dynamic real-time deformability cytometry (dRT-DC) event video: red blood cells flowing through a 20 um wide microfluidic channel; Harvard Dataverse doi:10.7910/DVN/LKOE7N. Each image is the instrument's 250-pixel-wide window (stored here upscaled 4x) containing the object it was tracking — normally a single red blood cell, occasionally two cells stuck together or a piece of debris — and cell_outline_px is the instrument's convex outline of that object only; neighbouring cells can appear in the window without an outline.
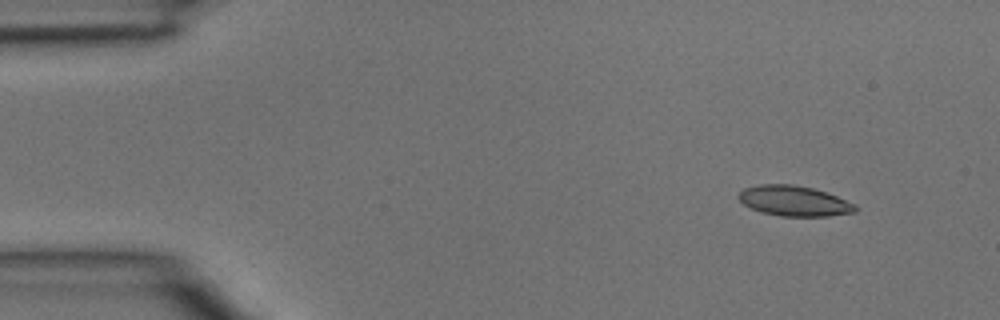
{"species": "common noctule bat (a hibernating species)", "species_latin": "Nyctalus noctula", "temperature_condition": "room temperature", "stored_images_in_passage": 3, "camera_frame_rate_fps": 3000, "um_per_image_px": 0.085, "animal": {"sex": "male", "body_mass_g": 15.6}, "frame": {"image": 1, "passage_image": 1, "time_ms": 0.0, "image_size_px": [1000, 320], "cell_outline_px": [[856, 212], [828, 216], [780, 216], [760, 212], [744, 204], [736, 196], [744, 188], [760, 184], [792, 184], [812, 188], [836, 196], [856, 204]], "centroid_in_image_um": [67.48, 17.08], "position_along_channel_um": 17.5, "area_um2": 20.52}}
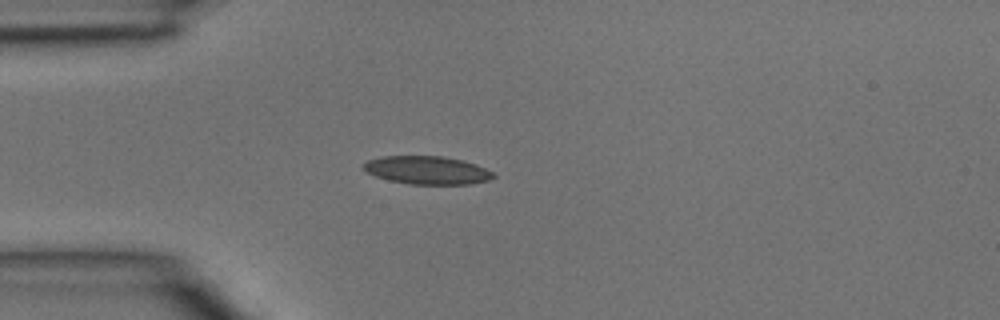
{"frame": {"image": 2, "passage_image": 3, "time_ms": 0.667, "image_size_px": [1000, 320], "cell_outline_px": [[496, 176], [488, 180], [468, 184], [408, 184], [388, 180], [376, 176], [360, 168], [360, 164], [368, 160], [380, 156], [440, 156], [460, 160], [476, 164], [492, 172]], "centroid_in_image_um": [36.23, 14.46], "position_along_channel_um": 48.8, "area_um2": 21.27}}